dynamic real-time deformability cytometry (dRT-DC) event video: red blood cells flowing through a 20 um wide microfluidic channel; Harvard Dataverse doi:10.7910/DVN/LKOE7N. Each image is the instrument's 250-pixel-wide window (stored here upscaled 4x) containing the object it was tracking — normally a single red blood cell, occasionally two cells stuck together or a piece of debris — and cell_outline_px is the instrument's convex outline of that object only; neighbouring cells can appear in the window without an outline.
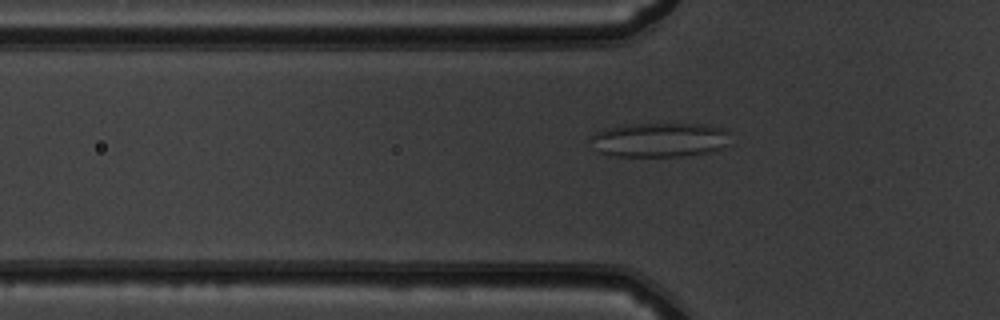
{"species": "common noctule bat (a hibernating species)", "species_latin": "Nyctalus noctula", "temperature_condition": "warm", "stored_images_in_passage": 44, "camera_frame_rate_fps": 3000, "um_per_image_px": 0.085, "animal": {"sex": "male", "body_mass_g": 19.5, "forearm_length_mm": 54.6}, "frame": {"image": 1, "passage_image": 10, "time_ms": 3.0, "image_size_px": [1000, 320], "cell_outline_px": [[732, 144], [716, 152], [684, 156], [616, 156], [600, 152], [592, 148], [588, 140], [588, 136], [596, 132], [620, 124], [708, 124], [724, 128], [732, 132]], "centroid_in_image_um": [56.16, 11.88], "position_along_channel_um": 69.6, "area_um2": 29.13}}
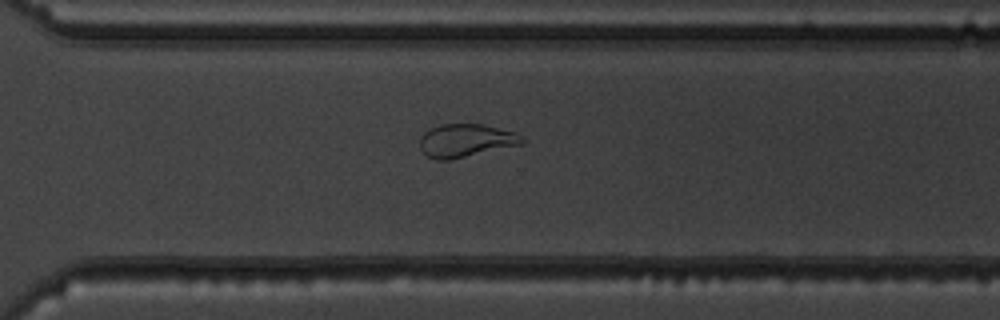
{"frame": {"image": 2, "passage_image": 30, "time_ms": 9.667, "image_size_px": [1000, 320], "cell_outline_px": [[524, 144], [448, 160], [436, 160], [428, 156], [420, 148], [420, 136], [424, 132], [440, 124], [484, 124], [516, 132], [524, 140]], "centroid_in_image_um": [39.6, 11.94], "position_along_channel_um": 331.0, "area_um2": 19.71}}
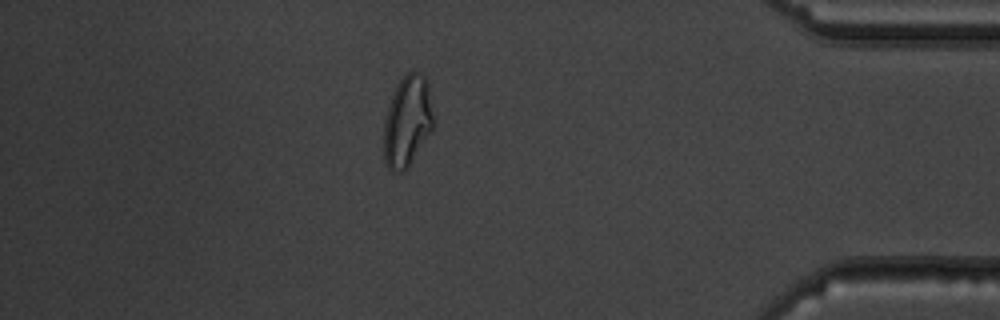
{"frame": {"image": 3, "passage_image": 38, "time_ms": 12.333, "image_size_px": [1000, 320], "cell_outline_px": [[432, 128], [408, 168], [404, 172], [392, 172], [388, 168], [384, 160], [384, 120], [396, 84], [412, 68], [420, 72], [424, 76], [428, 84], [432, 116]], "centroid_in_image_um": [34.6, 10.3], "position_along_channel_um": 400.6, "area_um2": 26.13}, "authors_computed_cell_mechanics": {"area_um2": 22.9466, "velocity_mm_per_s": 3.9284, "shape_relaxation_time_tau1_ms": null, "shape_relaxation_time_tau2_ms": 1.2964, "deformation_change_tau1": null, "deformation_change_tau2": 0.0782}}